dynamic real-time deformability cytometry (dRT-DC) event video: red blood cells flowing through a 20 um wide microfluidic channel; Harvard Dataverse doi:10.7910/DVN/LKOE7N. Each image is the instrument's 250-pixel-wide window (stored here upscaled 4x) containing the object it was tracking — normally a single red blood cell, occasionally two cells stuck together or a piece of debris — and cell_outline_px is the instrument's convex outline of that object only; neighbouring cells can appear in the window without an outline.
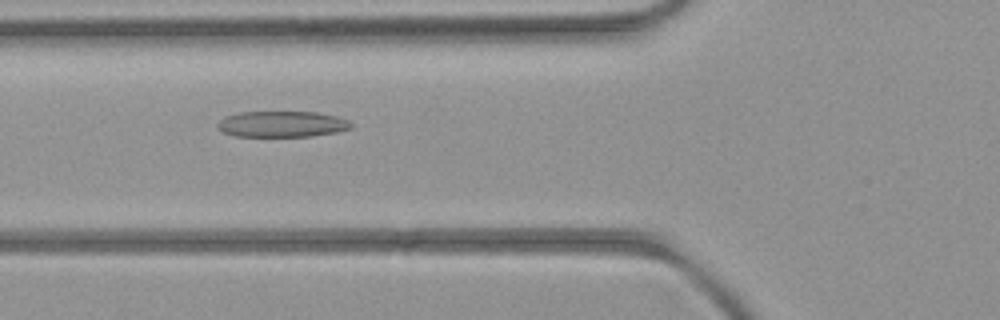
{"species": "common noctule bat (a hibernating species)", "species_latin": "Nyctalus noctula", "temperature_condition": "room temperature", "stored_images_in_passage": 8, "camera_frame_rate_fps": 3000, "um_per_image_px": 0.085, "animal": {"sex": "female", "body_mass_g": 21.9}, "frame": {"image": 1, "passage_image": 6, "time_ms": 5.667, "image_size_px": [1000, 320], "cell_outline_px": [[352, 128], [336, 132], [308, 136], [236, 136], [224, 132], [216, 128], [216, 124], [224, 116], [240, 112], [316, 112], [336, 116], [348, 120], [352, 124]], "centroid_in_image_um": [23.94, 10.54], "position_along_channel_um": 101.9, "area_um2": 20.17}}
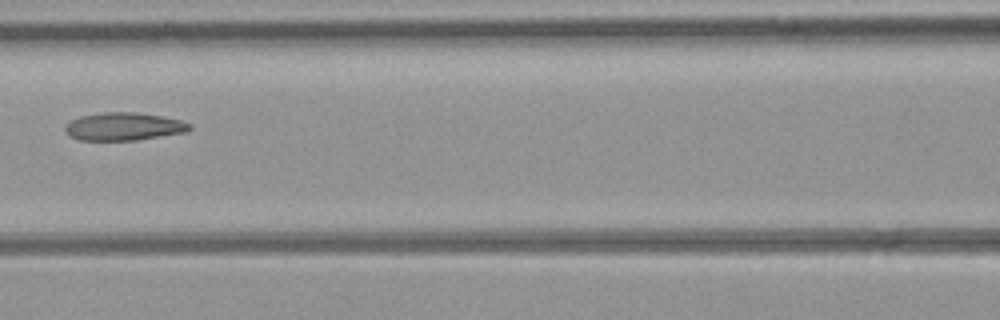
{"frame": {"image": 2, "passage_image": 7, "time_ms": 7.0, "image_size_px": [1000, 320], "cell_outline_px": [[192, 128], [184, 132], [136, 140], [80, 140], [68, 136], [64, 132], [64, 128], [72, 120], [80, 116], [104, 112], [136, 112], [164, 116], [180, 120], [192, 124]], "centroid_in_image_um": [10.51, 10.75], "position_along_channel_um": 156.1, "area_um2": 20.23}}
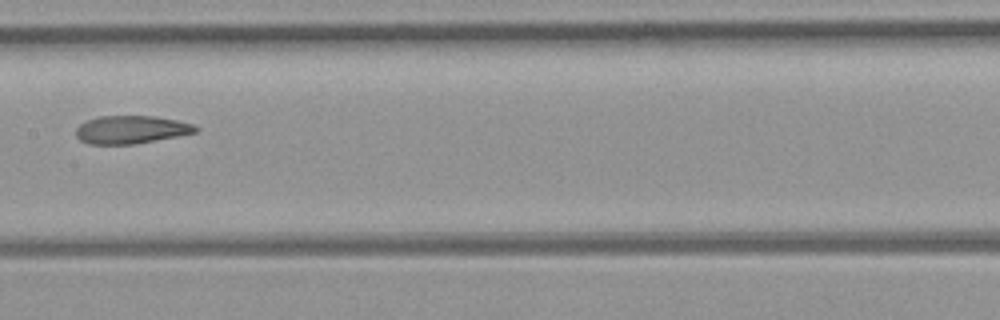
{"frame": {"image": 3, "passage_image": 8, "time_ms": 8.0, "image_size_px": [1000, 320], "cell_outline_px": [[200, 128], [196, 132], [136, 144], [88, 144], [80, 140], [76, 136], [76, 128], [80, 124], [88, 120], [100, 116], [152, 116], [176, 120], [196, 124]], "centroid_in_image_um": [11.15, 11.02], "position_along_channel_um": 196.2, "area_um2": 19.48}}